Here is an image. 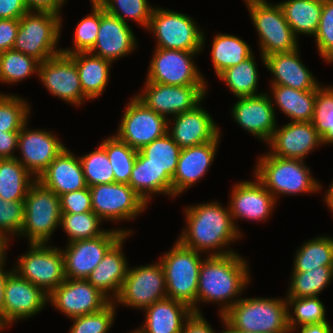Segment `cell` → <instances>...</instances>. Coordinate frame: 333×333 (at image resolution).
Returning <instances> with one entry per match:
<instances>
[{"label":"cell","instance_id":"25","mask_svg":"<svg viewBox=\"0 0 333 333\" xmlns=\"http://www.w3.org/2000/svg\"><path fill=\"white\" fill-rule=\"evenodd\" d=\"M221 133L204 144L183 148L172 178V198L185 193L196 182L205 177L216 158Z\"/></svg>","mask_w":333,"mask_h":333},{"label":"cell","instance_id":"51","mask_svg":"<svg viewBox=\"0 0 333 333\" xmlns=\"http://www.w3.org/2000/svg\"><path fill=\"white\" fill-rule=\"evenodd\" d=\"M314 40L320 58L333 63V0H322V12Z\"/></svg>","mask_w":333,"mask_h":333},{"label":"cell","instance_id":"48","mask_svg":"<svg viewBox=\"0 0 333 333\" xmlns=\"http://www.w3.org/2000/svg\"><path fill=\"white\" fill-rule=\"evenodd\" d=\"M88 187L114 182V173L106 150L99 144L95 150L79 156Z\"/></svg>","mask_w":333,"mask_h":333},{"label":"cell","instance_id":"19","mask_svg":"<svg viewBox=\"0 0 333 333\" xmlns=\"http://www.w3.org/2000/svg\"><path fill=\"white\" fill-rule=\"evenodd\" d=\"M253 178V181L243 180L235 183L229 197L231 217L241 235L242 231L236 223L238 219L266 222L277 204L275 197L264 185L255 176Z\"/></svg>","mask_w":333,"mask_h":333},{"label":"cell","instance_id":"15","mask_svg":"<svg viewBox=\"0 0 333 333\" xmlns=\"http://www.w3.org/2000/svg\"><path fill=\"white\" fill-rule=\"evenodd\" d=\"M207 89V85L174 86L145 81L142 91L135 96L148 108L169 119L168 116L172 118L202 103Z\"/></svg>","mask_w":333,"mask_h":333},{"label":"cell","instance_id":"43","mask_svg":"<svg viewBox=\"0 0 333 333\" xmlns=\"http://www.w3.org/2000/svg\"><path fill=\"white\" fill-rule=\"evenodd\" d=\"M104 221L93 211L84 213H61L60 228L68 236V243L96 238L103 235L107 229L100 226Z\"/></svg>","mask_w":333,"mask_h":333},{"label":"cell","instance_id":"31","mask_svg":"<svg viewBox=\"0 0 333 333\" xmlns=\"http://www.w3.org/2000/svg\"><path fill=\"white\" fill-rule=\"evenodd\" d=\"M128 184L147 205L151 203L154 194L172 197V179L164 170L148 164L147 158L139 151Z\"/></svg>","mask_w":333,"mask_h":333},{"label":"cell","instance_id":"2","mask_svg":"<svg viewBox=\"0 0 333 333\" xmlns=\"http://www.w3.org/2000/svg\"><path fill=\"white\" fill-rule=\"evenodd\" d=\"M247 262L238 252L205 255L198 278L197 314H203L201 303H218V314L224 315L241 299L240 294L251 282Z\"/></svg>","mask_w":333,"mask_h":333},{"label":"cell","instance_id":"56","mask_svg":"<svg viewBox=\"0 0 333 333\" xmlns=\"http://www.w3.org/2000/svg\"><path fill=\"white\" fill-rule=\"evenodd\" d=\"M181 333H222V331H215L204 315L193 313L185 322Z\"/></svg>","mask_w":333,"mask_h":333},{"label":"cell","instance_id":"66","mask_svg":"<svg viewBox=\"0 0 333 333\" xmlns=\"http://www.w3.org/2000/svg\"><path fill=\"white\" fill-rule=\"evenodd\" d=\"M130 333H141V332L136 328V330H133L132 332L130 331Z\"/></svg>","mask_w":333,"mask_h":333},{"label":"cell","instance_id":"14","mask_svg":"<svg viewBox=\"0 0 333 333\" xmlns=\"http://www.w3.org/2000/svg\"><path fill=\"white\" fill-rule=\"evenodd\" d=\"M121 118L115 136L136 150L167 133L168 119L148 108L135 95L126 103Z\"/></svg>","mask_w":333,"mask_h":333},{"label":"cell","instance_id":"11","mask_svg":"<svg viewBox=\"0 0 333 333\" xmlns=\"http://www.w3.org/2000/svg\"><path fill=\"white\" fill-rule=\"evenodd\" d=\"M146 81L163 85H208L198 70L195 56L202 51H183L157 48L153 50Z\"/></svg>","mask_w":333,"mask_h":333},{"label":"cell","instance_id":"40","mask_svg":"<svg viewBox=\"0 0 333 333\" xmlns=\"http://www.w3.org/2000/svg\"><path fill=\"white\" fill-rule=\"evenodd\" d=\"M40 62L16 50L0 53V82L16 84L30 76L38 75ZM35 73V74H34Z\"/></svg>","mask_w":333,"mask_h":333},{"label":"cell","instance_id":"7","mask_svg":"<svg viewBox=\"0 0 333 333\" xmlns=\"http://www.w3.org/2000/svg\"><path fill=\"white\" fill-rule=\"evenodd\" d=\"M245 4L258 32V46L264 67L266 56L299 48L298 38L286 21L278 3L269 4L268 0H252Z\"/></svg>","mask_w":333,"mask_h":333},{"label":"cell","instance_id":"16","mask_svg":"<svg viewBox=\"0 0 333 333\" xmlns=\"http://www.w3.org/2000/svg\"><path fill=\"white\" fill-rule=\"evenodd\" d=\"M108 229L96 238L77 240L60 248L64 255L65 276L68 279H87L103 259L107 250L123 235L132 234L126 228Z\"/></svg>","mask_w":333,"mask_h":333},{"label":"cell","instance_id":"17","mask_svg":"<svg viewBox=\"0 0 333 333\" xmlns=\"http://www.w3.org/2000/svg\"><path fill=\"white\" fill-rule=\"evenodd\" d=\"M38 78L49 93L73 106H80L89 100L80 84L73 58L59 53L39 64Z\"/></svg>","mask_w":333,"mask_h":333},{"label":"cell","instance_id":"27","mask_svg":"<svg viewBox=\"0 0 333 333\" xmlns=\"http://www.w3.org/2000/svg\"><path fill=\"white\" fill-rule=\"evenodd\" d=\"M299 48L265 57V67L271 72V84L296 90H317L322 84L300 60ZM320 83V84H319Z\"/></svg>","mask_w":333,"mask_h":333},{"label":"cell","instance_id":"18","mask_svg":"<svg viewBox=\"0 0 333 333\" xmlns=\"http://www.w3.org/2000/svg\"><path fill=\"white\" fill-rule=\"evenodd\" d=\"M111 300L86 279H68L48 295V303L67 318L96 313Z\"/></svg>","mask_w":333,"mask_h":333},{"label":"cell","instance_id":"41","mask_svg":"<svg viewBox=\"0 0 333 333\" xmlns=\"http://www.w3.org/2000/svg\"><path fill=\"white\" fill-rule=\"evenodd\" d=\"M181 150L172 137L166 133L138 151L147 158L148 164L164 170L172 179L177 169Z\"/></svg>","mask_w":333,"mask_h":333},{"label":"cell","instance_id":"9","mask_svg":"<svg viewBox=\"0 0 333 333\" xmlns=\"http://www.w3.org/2000/svg\"><path fill=\"white\" fill-rule=\"evenodd\" d=\"M155 35V47L183 51H203L206 37L190 15L154 7L146 29Z\"/></svg>","mask_w":333,"mask_h":333},{"label":"cell","instance_id":"21","mask_svg":"<svg viewBox=\"0 0 333 333\" xmlns=\"http://www.w3.org/2000/svg\"><path fill=\"white\" fill-rule=\"evenodd\" d=\"M48 294L12 270L5 279L3 315L12 324L44 310Z\"/></svg>","mask_w":333,"mask_h":333},{"label":"cell","instance_id":"5","mask_svg":"<svg viewBox=\"0 0 333 333\" xmlns=\"http://www.w3.org/2000/svg\"><path fill=\"white\" fill-rule=\"evenodd\" d=\"M201 252L185 247L177 239L158 260L165 273L167 298L182 302L197 313V289Z\"/></svg>","mask_w":333,"mask_h":333},{"label":"cell","instance_id":"49","mask_svg":"<svg viewBox=\"0 0 333 333\" xmlns=\"http://www.w3.org/2000/svg\"><path fill=\"white\" fill-rule=\"evenodd\" d=\"M92 11L78 22L73 34L71 48L61 49L62 53L73 54L76 52H88L95 44L100 26V4L96 0H90Z\"/></svg>","mask_w":333,"mask_h":333},{"label":"cell","instance_id":"58","mask_svg":"<svg viewBox=\"0 0 333 333\" xmlns=\"http://www.w3.org/2000/svg\"><path fill=\"white\" fill-rule=\"evenodd\" d=\"M29 10L50 11L62 14L63 3L60 0H26Z\"/></svg>","mask_w":333,"mask_h":333},{"label":"cell","instance_id":"38","mask_svg":"<svg viewBox=\"0 0 333 333\" xmlns=\"http://www.w3.org/2000/svg\"><path fill=\"white\" fill-rule=\"evenodd\" d=\"M293 270L306 272L320 266H333V237L321 235L302 243L293 260Z\"/></svg>","mask_w":333,"mask_h":333},{"label":"cell","instance_id":"37","mask_svg":"<svg viewBox=\"0 0 333 333\" xmlns=\"http://www.w3.org/2000/svg\"><path fill=\"white\" fill-rule=\"evenodd\" d=\"M254 53L243 62L221 72L217 78L224 82L236 98L256 96L258 93L259 73Z\"/></svg>","mask_w":333,"mask_h":333},{"label":"cell","instance_id":"47","mask_svg":"<svg viewBox=\"0 0 333 333\" xmlns=\"http://www.w3.org/2000/svg\"><path fill=\"white\" fill-rule=\"evenodd\" d=\"M30 109L19 95L0 92V131L19 132L29 121Z\"/></svg>","mask_w":333,"mask_h":333},{"label":"cell","instance_id":"44","mask_svg":"<svg viewBox=\"0 0 333 333\" xmlns=\"http://www.w3.org/2000/svg\"><path fill=\"white\" fill-rule=\"evenodd\" d=\"M286 301L290 332L294 328L302 325L329 322L326 318L325 305L321 302L318 296L286 298ZM292 311L294 313H292Z\"/></svg>","mask_w":333,"mask_h":333},{"label":"cell","instance_id":"62","mask_svg":"<svg viewBox=\"0 0 333 333\" xmlns=\"http://www.w3.org/2000/svg\"><path fill=\"white\" fill-rule=\"evenodd\" d=\"M9 243L0 235V256L7 255L6 250L9 248Z\"/></svg>","mask_w":333,"mask_h":333},{"label":"cell","instance_id":"63","mask_svg":"<svg viewBox=\"0 0 333 333\" xmlns=\"http://www.w3.org/2000/svg\"><path fill=\"white\" fill-rule=\"evenodd\" d=\"M9 326H11L7 320L4 318L2 309L0 308V331L8 328Z\"/></svg>","mask_w":333,"mask_h":333},{"label":"cell","instance_id":"23","mask_svg":"<svg viewBox=\"0 0 333 333\" xmlns=\"http://www.w3.org/2000/svg\"><path fill=\"white\" fill-rule=\"evenodd\" d=\"M266 145L273 156L303 161L314 149L323 146L321 137L311 122L292 121L281 128L277 125Z\"/></svg>","mask_w":333,"mask_h":333},{"label":"cell","instance_id":"59","mask_svg":"<svg viewBox=\"0 0 333 333\" xmlns=\"http://www.w3.org/2000/svg\"><path fill=\"white\" fill-rule=\"evenodd\" d=\"M297 329H300V333H333V328L330 326L329 322L302 325L294 328L291 333L298 331Z\"/></svg>","mask_w":333,"mask_h":333},{"label":"cell","instance_id":"30","mask_svg":"<svg viewBox=\"0 0 333 333\" xmlns=\"http://www.w3.org/2000/svg\"><path fill=\"white\" fill-rule=\"evenodd\" d=\"M145 321L137 329L141 333H181L194 313L186 304L165 298L143 309Z\"/></svg>","mask_w":333,"mask_h":333},{"label":"cell","instance_id":"10","mask_svg":"<svg viewBox=\"0 0 333 333\" xmlns=\"http://www.w3.org/2000/svg\"><path fill=\"white\" fill-rule=\"evenodd\" d=\"M12 269L48 295L66 280L64 255L53 245L29 244Z\"/></svg>","mask_w":333,"mask_h":333},{"label":"cell","instance_id":"57","mask_svg":"<svg viewBox=\"0 0 333 333\" xmlns=\"http://www.w3.org/2000/svg\"><path fill=\"white\" fill-rule=\"evenodd\" d=\"M19 132L0 131V159L15 158L13 152L18 151Z\"/></svg>","mask_w":333,"mask_h":333},{"label":"cell","instance_id":"34","mask_svg":"<svg viewBox=\"0 0 333 333\" xmlns=\"http://www.w3.org/2000/svg\"><path fill=\"white\" fill-rule=\"evenodd\" d=\"M294 35L316 34L322 12V0H285L278 2Z\"/></svg>","mask_w":333,"mask_h":333},{"label":"cell","instance_id":"52","mask_svg":"<svg viewBox=\"0 0 333 333\" xmlns=\"http://www.w3.org/2000/svg\"><path fill=\"white\" fill-rule=\"evenodd\" d=\"M24 200L6 201L0 196V235L10 243L23 227Z\"/></svg>","mask_w":333,"mask_h":333},{"label":"cell","instance_id":"54","mask_svg":"<svg viewBox=\"0 0 333 333\" xmlns=\"http://www.w3.org/2000/svg\"><path fill=\"white\" fill-rule=\"evenodd\" d=\"M19 19H0V53L13 49Z\"/></svg>","mask_w":333,"mask_h":333},{"label":"cell","instance_id":"45","mask_svg":"<svg viewBox=\"0 0 333 333\" xmlns=\"http://www.w3.org/2000/svg\"><path fill=\"white\" fill-rule=\"evenodd\" d=\"M104 10L128 24L132 20L147 29L154 10L148 0H96Z\"/></svg>","mask_w":333,"mask_h":333},{"label":"cell","instance_id":"4","mask_svg":"<svg viewBox=\"0 0 333 333\" xmlns=\"http://www.w3.org/2000/svg\"><path fill=\"white\" fill-rule=\"evenodd\" d=\"M223 318L235 329L248 333H291L286 297L241 298Z\"/></svg>","mask_w":333,"mask_h":333},{"label":"cell","instance_id":"55","mask_svg":"<svg viewBox=\"0 0 333 333\" xmlns=\"http://www.w3.org/2000/svg\"><path fill=\"white\" fill-rule=\"evenodd\" d=\"M28 11L26 0H0V19H20Z\"/></svg>","mask_w":333,"mask_h":333},{"label":"cell","instance_id":"64","mask_svg":"<svg viewBox=\"0 0 333 333\" xmlns=\"http://www.w3.org/2000/svg\"><path fill=\"white\" fill-rule=\"evenodd\" d=\"M324 202L326 206L331 210L333 213V195H324Z\"/></svg>","mask_w":333,"mask_h":333},{"label":"cell","instance_id":"42","mask_svg":"<svg viewBox=\"0 0 333 333\" xmlns=\"http://www.w3.org/2000/svg\"><path fill=\"white\" fill-rule=\"evenodd\" d=\"M109 157L114 182L128 184L138 150L118 139L114 134L99 143Z\"/></svg>","mask_w":333,"mask_h":333},{"label":"cell","instance_id":"39","mask_svg":"<svg viewBox=\"0 0 333 333\" xmlns=\"http://www.w3.org/2000/svg\"><path fill=\"white\" fill-rule=\"evenodd\" d=\"M333 280V266H320L306 272L292 271L286 298L315 297Z\"/></svg>","mask_w":333,"mask_h":333},{"label":"cell","instance_id":"6","mask_svg":"<svg viewBox=\"0 0 333 333\" xmlns=\"http://www.w3.org/2000/svg\"><path fill=\"white\" fill-rule=\"evenodd\" d=\"M62 16L50 11L29 10L19 19L13 50L34 57L40 63L61 53L57 48Z\"/></svg>","mask_w":333,"mask_h":333},{"label":"cell","instance_id":"3","mask_svg":"<svg viewBox=\"0 0 333 333\" xmlns=\"http://www.w3.org/2000/svg\"><path fill=\"white\" fill-rule=\"evenodd\" d=\"M254 166V176L275 197L281 195H298L318 193L322 184L312 176L305 161L285 159L271 155L269 152L258 157Z\"/></svg>","mask_w":333,"mask_h":333},{"label":"cell","instance_id":"26","mask_svg":"<svg viewBox=\"0 0 333 333\" xmlns=\"http://www.w3.org/2000/svg\"><path fill=\"white\" fill-rule=\"evenodd\" d=\"M171 119H168L167 133L181 149L213 141L221 133V128L201 104Z\"/></svg>","mask_w":333,"mask_h":333},{"label":"cell","instance_id":"50","mask_svg":"<svg viewBox=\"0 0 333 333\" xmlns=\"http://www.w3.org/2000/svg\"><path fill=\"white\" fill-rule=\"evenodd\" d=\"M117 306L111 301L102 310L74 317L68 333H108L115 321Z\"/></svg>","mask_w":333,"mask_h":333},{"label":"cell","instance_id":"67","mask_svg":"<svg viewBox=\"0 0 333 333\" xmlns=\"http://www.w3.org/2000/svg\"><path fill=\"white\" fill-rule=\"evenodd\" d=\"M63 4H65V2H67L66 0H60Z\"/></svg>","mask_w":333,"mask_h":333},{"label":"cell","instance_id":"60","mask_svg":"<svg viewBox=\"0 0 333 333\" xmlns=\"http://www.w3.org/2000/svg\"><path fill=\"white\" fill-rule=\"evenodd\" d=\"M7 258L6 255L0 256V308L3 312V304H4V287H5V279L6 276L13 270H6L4 267H6Z\"/></svg>","mask_w":333,"mask_h":333},{"label":"cell","instance_id":"65","mask_svg":"<svg viewBox=\"0 0 333 333\" xmlns=\"http://www.w3.org/2000/svg\"><path fill=\"white\" fill-rule=\"evenodd\" d=\"M325 195H333V182L330 184V186L327 189Z\"/></svg>","mask_w":333,"mask_h":333},{"label":"cell","instance_id":"53","mask_svg":"<svg viewBox=\"0 0 333 333\" xmlns=\"http://www.w3.org/2000/svg\"><path fill=\"white\" fill-rule=\"evenodd\" d=\"M59 197L61 213H84L92 211L89 187L67 192Z\"/></svg>","mask_w":333,"mask_h":333},{"label":"cell","instance_id":"1","mask_svg":"<svg viewBox=\"0 0 333 333\" xmlns=\"http://www.w3.org/2000/svg\"><path fill=\"white\" fill-rule=\"evenodd\" d=\"M222 205L219 201H207L186 206V227L177 240L202 254L207 252L208 256L235 253V249L229 246L242 235L234 224L229 206Z\"/></svg>","mask_w":333,"mask_h":333},{"label":"cell","instance_id":"46","mask_svg":"<svg viewBox=\"0 0 333 333\" xmlns=\"http://www.w3.org/2000/svg\"><path fill=\"white\" fill-rule=\"evenodd\" d=\"M311 123L321 137L322 145L333 144V86L322 85L316 90Z\"/></svg>","mask_w":333,"mask_h":333},{"label":"cell","instance_id":"33","mask_svg":"<svg viewBox=\"0 0 333 333\" xmlns=\"http://www.w3.org/2000/svg\"><path fill=\"white\" fill-rule=\"evenodd\" d=\"M270 86V98L273 100L274 109L278 107L277 109L287 115L292 122L312 121L316 90L302 91L280 85Z\"/></svg>","mask_w":333,"mask_h":333},{"label":"cell","instance_id":"20","mask_svg":"<svg viewBox=\"0 0 333 333\" xmlns=\"http://www.w3.org/2000/svg\"><path fill=\"white\" fill-rule=\"evenodd\" d=\"M29 122L19 131L18 150L21 158H15L37 179L66 146L52 131L29 129Z\"/></svg>","mask_w":333,"mask_h":333},{"label":"cell","instance_id":"12","mask_svg":"<svg viewBox=\"0 0 333 333\" xmlns=\"http://www.w3.org/2000/svg\"><path fill=\"white\" fill-rule=\"evenodd\" d=\"M167 298L165 273L158 260L156 263L128 267L118 296L113 300L115 305L145 309L156 301Z\"/></svg>","mask_w":333,"mask_h":333},{"label":"cell","instance_id":"13","mask_svg":"<svg viewBox=\"0 0 333 333\" xmlns=\"http://www.w3.org/2000/svg\"><path fill=\"white\" fill-rule=\"evenodd\" d=\"M89 190L92 211L105 222L133 220L149 206L129 184L112 182L91 186Z\"/></svg>","mask_w":333,"mask_h":333},{"label":"cell","instance_id":"8","mask_svg":"<svg viewBox=\"0 0 333 333\" xmlns=\"http://www.w3.org/2000/svg\"><path fill=\"white\" fill-rule=\"evenodd\" d=\"M60 219V197L36 180L24 200V220L19 238H27L29 244H49Z\"/></svg>","mask_w":333,"mask_h":333},{"label":"cell","instance_id":"36","mask_svg":"<svg viewBox=\"0 0 333 333\" xmlns=\"http://www.w3.org/2000/svg\"><path fill=\"white\" fill-rule=\"evenodd\" d=\"M37 179L16 159H0V196L3 200H25Z\"/></svg>","mask_w":333,"mask_h":333},{"label":"cell","instance_id":"24","mask_svg":"<svg viewBox=\"0 0 333 333\" xmlns=\"http://www.w3.org/2000/svg\"><path fill=\"white\" fill-rule=\"evenodd\" d=\"M132 28L100 5V26L94 46L88 51L110 62L123 58L137 47Z\"/></svg>","mask_w":333,"mask_h":333},{"label":"cell","instance_id":"22","mask_svg":"<svg viewBox=\"0 0 333 333\" xmlns=\"http://www.w3.org/2000/svg\"><path fill=\"white\" fill-rule=\"evenodd\" d=\"M230 110L237 125L265 144L270 141L277 127V114L268 92L240 97Z\"/></svg>","mask_w":333,"mask_h":333},{"label":"cell","instance_id":"29","mask_svg":"<svg viewBox=\"0 0 333 333\" xmlns=\"http://www.w3.org/2000/svg\"><path fill=\"white\" fill-rule=\"evenodd\" d=\"M37 181L58 196L88 187L79 156L68 147L49 164Z\"/></svg>","mask_w":333,"mask_h":333},{"label":"cell","instance_id":"35","mask_svg":"<svg viewBox=\"0 0 333 333\" xmlns=\"http://www.w3.org/2000/svg\"><path fill=\"white\" fill-rule=\"evenodd\" d=\"M211 45V60L216 76L253 54L251 46L246 41L227 33L215 34Z\"/></svg>","mask_w":333,"mask_h":333},{"label":"cell","instance_id":"28","mask_svg":"<svg viewBox=\"0 0 333 333\" xmlns=\"http://www.w3.org/2000/svg\"><path fill=\"white\" fill-rule=\"evenodd\" d=\"M130 234H123L104 254L103 259L86 279L99 289L111 301L119 294L127 276L129 264L123 251V245Z\"/></svg>","mask_w":333,"mask_h":333},{"label":"cell","instance_id":"61","mask_svg":"<svg viewBox=\"0 0 333 333\" xmlns=\"http://www.w3.org/2000/svg\"><path fill=\"white\" fill-rule=\"evenodd\" d=\"M220 316V321L222 322L224 329L222 330V333H248V332H243V331H239L235 328H233L224 318L223 315H219Z\"/></svg>","mask_w":333,"mask_h":333},{"label":"cell","instance_id":"32","mask_svg":"<svg viewBox=\"0 0 333 333\" xmlns=\"http://www.w3.org/2000/svg\"><path fill=\"white\" fill-rule=\"evenodd\" d=\"M77 67L83 94L89 99L99 98L109 82L112 62L90 52L69 54Z\"/></svg>","mask_w":333,"mask_h":333}]
</instances>
